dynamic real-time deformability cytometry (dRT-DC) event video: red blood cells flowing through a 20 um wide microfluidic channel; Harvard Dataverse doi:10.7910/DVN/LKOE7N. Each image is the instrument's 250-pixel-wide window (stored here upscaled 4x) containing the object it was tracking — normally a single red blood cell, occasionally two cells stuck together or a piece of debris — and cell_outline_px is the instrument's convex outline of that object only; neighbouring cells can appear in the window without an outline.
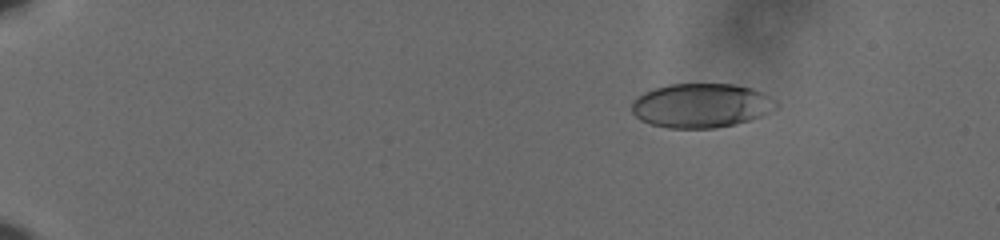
{"species": "human", "species_latin": "Homo sapiens", "temperature_condition": "cold", "stored_images_in_passage": 61, "camera_frame_rate_fps": 3000, "um_per_image_px": 0.085, "donor": {"sex": "male"}, "frame": {"image": 1, "passage_image": 11, "time_ms": 3.333, "image_size_px": [1000, 240], "cell_outline_px": [[776, 108], [760, 116], [736, 124], [716, 128], [668, 128], [652, 124], [640, 120], [632, 112], [632, 100], [636, 96], [652, 88], [668, 84], [732, 84], [752, 88], [768, 96], [776, 104]], "centroid_in_image_um": [59.53, 8.97], "position_along_channel_um": 25.5, "area_um2": 37.11}}
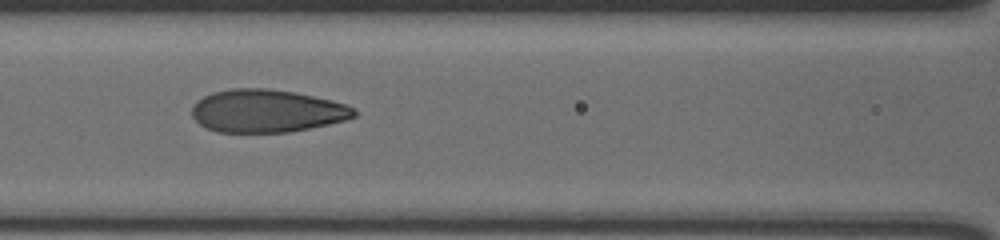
{"frame": {"image": 2, "passage_image": 31, "time_ms": 10.0, "image_size_px": [1000, 240], "cell_outline_px": [[356, 116], [344, 120], [328, 124], [288, 132], [216, 132], [200, 124], [192, 116], [192, 104], [196, 100], [212, 92], [232, 88], [268, 88], [296, 92], [332, 100], [344, 104], [352, 108], [356, 112]], "centroid_in_image_um": [22.63, 9.42], "position_along_channel_um": 144.0, "area_um2": 40.46}}
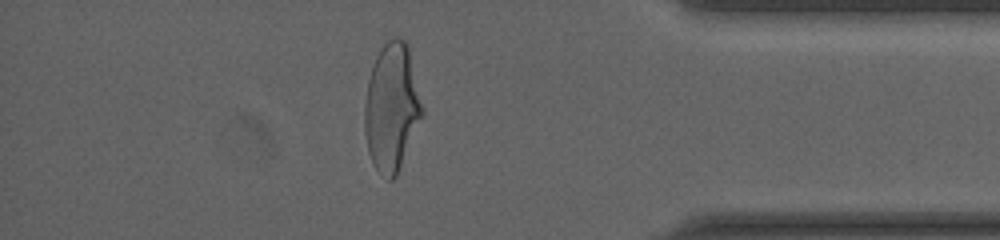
{"frame": {"image": 3, "passage_image": 54, "time_ms": 17.667, "image_size_px": [1000, 240], "cell_outline_px": [[424, 116], [396, 176], [392, 180], [388, 180], [372, 164], [368, 152], [364, 132], [364, 104], [368, 80], [376, 56], [380, 48], [392, 36], [400, 36], [404, 40], [408, 48], [424, 108]], "centroid_in_image_um": [33.3, 9.14], "position_along_channel_um": 401.9, "area_um2": 43.23}, "authors_computed_cell_mechanics": {"area_um2": 40.171, "velocity_mm_per_s": 3.6363, "shape_relaxation_time_tau1_ms": 5.1759, "shape_relaxation_time_tau2_ms": null, "deformation_change_tau1": 0.189, "deformation_change_tau2": null}}